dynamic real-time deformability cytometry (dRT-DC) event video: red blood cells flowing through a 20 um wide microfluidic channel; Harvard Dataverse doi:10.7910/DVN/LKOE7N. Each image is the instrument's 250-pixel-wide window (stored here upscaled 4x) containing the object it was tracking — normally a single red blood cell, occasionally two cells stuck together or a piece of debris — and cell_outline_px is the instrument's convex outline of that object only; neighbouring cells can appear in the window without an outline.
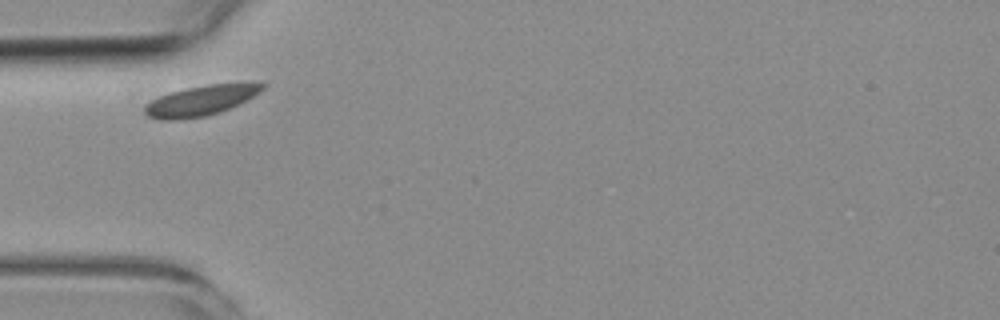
{"species": "common noctule bat (a hibernating species)", "species_latin": "Nyctalus noctula", "temperature_condition": "room temperature", "stored_images_in_passage": 3, "camera_frame_rate_fps": 3000, "um_per_image_px": 0.085, "animal": {"sex": "female", "body_mass_g": 19.3, "forearm_length_mm": 54.1}, "frame": {"image": 1, "passage_image": 1, "time_ms": 0.0, "image_size_px": [1000, 320], "cell_outline_px": [[268, 84], [260, 92], [240, 104], [220, 112], [204, 116], [180, 120], [160, 120], [148, 116], [144, 112], [144, 104], [160, 96], [172, 92], [188, 88], [208, 84]], "centroid_in_image_um": [17.02, 8.58], "position_along_channel_um": 68.0, "area_um2": 20.4}}
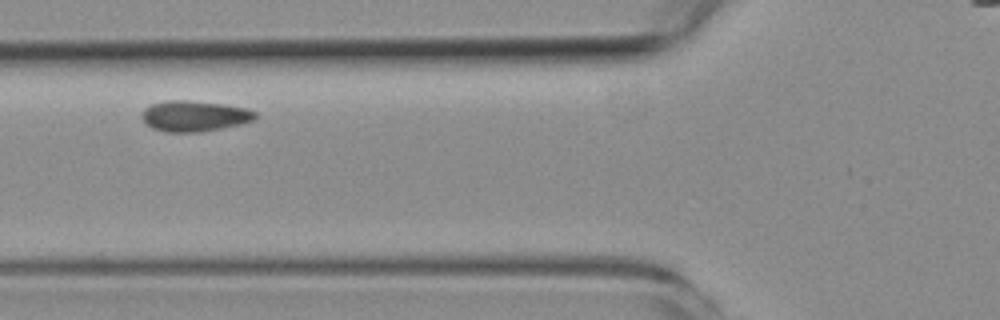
{"frame": {"image": 2, "passage_image": 2, "time_ms": 1.333, "image_size_px": [1000, 320], "cell_outline_px": [[256, 120], [240, 124], [200, 132], [164, 132], [152, 128], [144, 124], [140, 116], [144, 108], [152, 104], [164, 100], [188, 100], [220, 104], [244, 108], [256, 112]], "centroid_in_image_um": [16.45, 9.87], "position_along_channel_um": 109.3, "area_um2": 20.4}}